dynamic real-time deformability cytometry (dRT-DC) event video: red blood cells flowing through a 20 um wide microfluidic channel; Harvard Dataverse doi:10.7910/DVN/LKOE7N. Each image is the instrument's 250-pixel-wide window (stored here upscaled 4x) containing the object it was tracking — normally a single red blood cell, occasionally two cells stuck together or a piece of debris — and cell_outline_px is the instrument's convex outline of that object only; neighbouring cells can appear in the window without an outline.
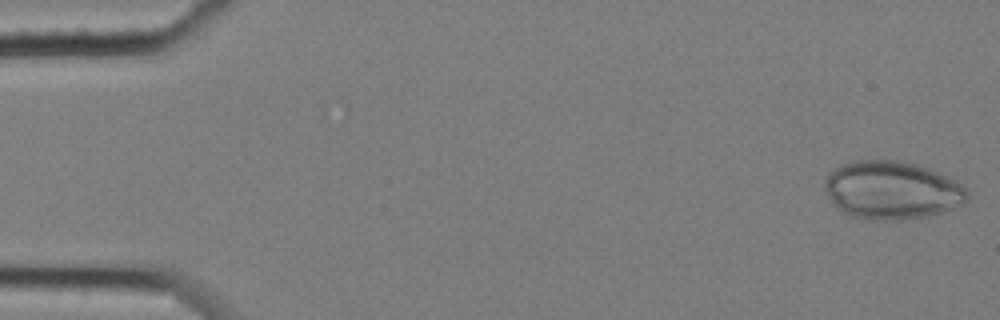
{"species": "common noctule bat (a hibernating species)", "species_latin": "Nyctalus noctula", "temperature_condition": "cold", "stored_images_in_passage": 11, "camera_frame_rate_fps": 3000, "um_per_image_px": 0.085, "animal": {"sex": "female", "body_mass_g": 25.1}, "frame": {"image": 1, "passage_image": 1, "time_ms": 0.0, "image_size_px": [1000, 320], "cell_outline_px": [[968, 196], [964, 204], [940, 212], [920, 216], [896, 220], [876, 220], [852, 216], [836, 208], [824, 188], [824, 176], [832, 168], [840, 164], [856, 160], [896, 160], [916, 164], [928, 168], [956, 180], [968, 192]], "centroid_in_image_um": [75.75, 16.14], "position_along_channel_um": 9.2, "area_um2": 48.21}}